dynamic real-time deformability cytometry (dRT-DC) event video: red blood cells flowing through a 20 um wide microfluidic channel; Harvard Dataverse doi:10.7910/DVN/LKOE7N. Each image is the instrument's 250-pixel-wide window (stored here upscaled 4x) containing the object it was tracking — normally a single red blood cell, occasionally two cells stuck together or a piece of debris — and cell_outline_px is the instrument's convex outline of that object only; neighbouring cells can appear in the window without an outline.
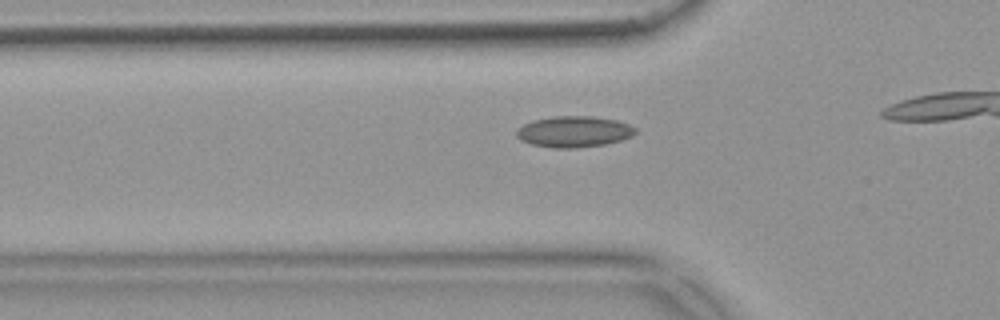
{"species": "common noctule bat (a hibernating species)", "species_latin": "Nyctalus noctula", "temperature_condition": "warm", "stored_images_in_passage": 13, "camera_frame_rate_fps": 3000, "um_per_image_px": 0.085, "animal": {"sex": "female", "body_mass_g": 18.4}, "frame": {"image": 1, "passage_image": 8, "time_ms": 2.333, "image_size_px": [1000, 320], "cell_outline_px": [[636, 132], [632, 136], [620, 140], [604, 144], [576, 148], [552, 148], [532, 144], [520, 140], [516, 136], [516, 128], [532, 120], [552, 116], [592, 116], [616, 120], [628, 124], [636, 128]], "centroid_in_image_um": [48.75, 11.18], "position_along_channel_um": 77.1, "area_um2": 21.62}}